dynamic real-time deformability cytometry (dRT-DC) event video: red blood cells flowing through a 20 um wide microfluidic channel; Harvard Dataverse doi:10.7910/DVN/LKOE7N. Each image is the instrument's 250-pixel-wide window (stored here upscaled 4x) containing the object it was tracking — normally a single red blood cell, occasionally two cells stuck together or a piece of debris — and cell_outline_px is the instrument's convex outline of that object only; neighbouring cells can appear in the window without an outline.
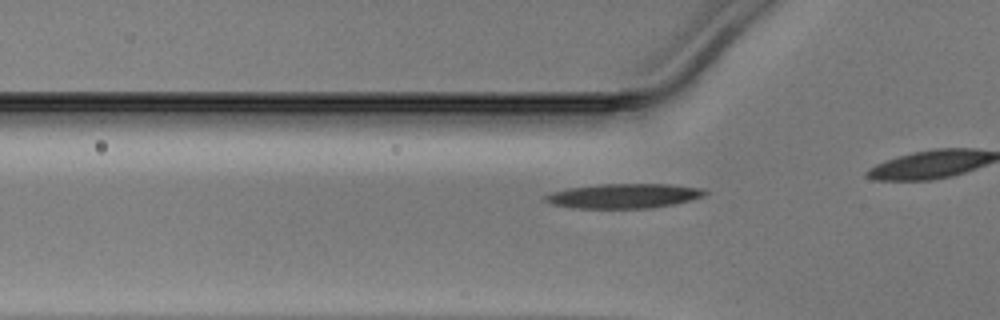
{"species": "Egyptian fruit bat (a non-hibernating species)", "species_latin": "Rousettus aegyptiacus", "temperature_condition": "warm", "stored_images_in_passage": 18, "camera_frame_rate_fps": 3000, "um_per_image_px": 0.085, "animal": {"sex": "male"}, "frame": {"image": 1, "passage_image": 13, "time_ms": 4.0, "image_size_px": [1000, 320], "cell_outline_px": [[708, 192], [704, 196], [672, 204], [652, 208], [572, 208], [552, 204], [544, 200], [544, 196], [552, 192], [568, 188], [600, 184], [668, 184], [700, 188]], "centroid_in_image_um": [52.99, 16.65], "position_along_channel_um": 72.8, "area_um2": 22.72}}
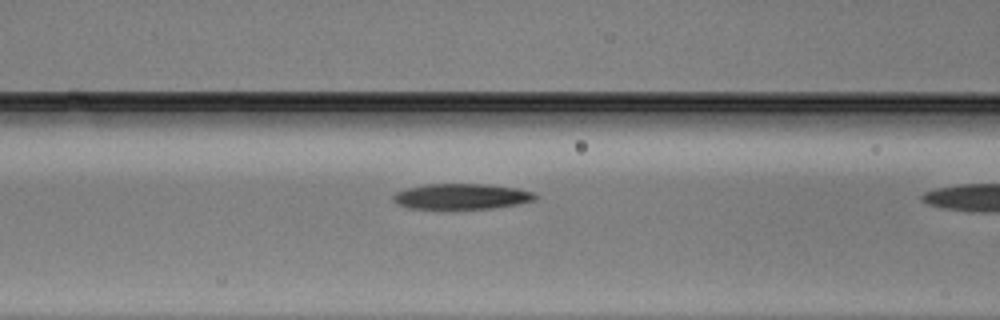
{"frame": {"image": 2, "passage_image": 17, "time_ms": 5.333, "image_size_px": [1000, 320], "cell_outline_px": [[536, 200], [516, 204], [492, 208], [408, 208], [400, 204], [392, 196], [396, 192], [408, 188], [428, 184], [484, 184], [516, 188], [532, 192], [536, 196]], "centroid_in_image_um": [39.25, 16.69], "position_along_channel_um": 127.3, "area_um2": 20.63}}